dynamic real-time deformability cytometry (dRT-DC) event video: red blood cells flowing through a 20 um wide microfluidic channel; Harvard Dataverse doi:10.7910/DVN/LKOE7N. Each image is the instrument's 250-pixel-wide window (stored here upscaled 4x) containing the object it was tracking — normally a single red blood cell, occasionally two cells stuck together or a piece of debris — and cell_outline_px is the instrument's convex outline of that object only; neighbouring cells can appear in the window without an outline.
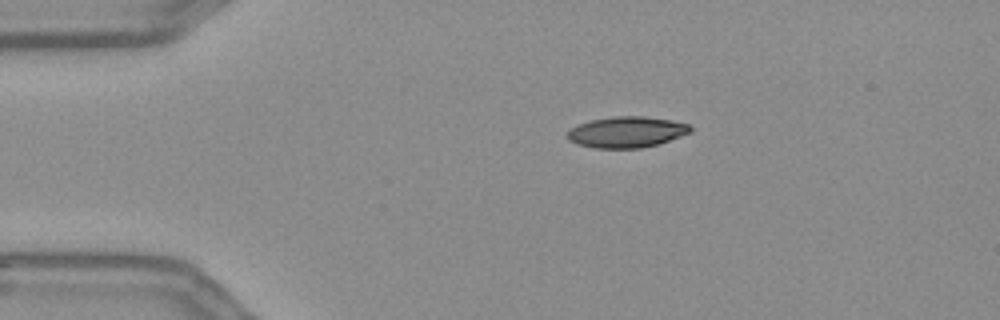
{"species": "Egyptian fruit bat (a non-hibernating species)", "species_latin": "Rousettus aegyptiacus", "temperature_condition": "warm", "stored_images_in_passage": 46, "camera_frame_rate_fps": 3000, "um_per_image_px": 0.085, "frame": {"image": 1, "passage_image": 1, "time_ms": 0.0, "image_size_px": [1000, 320], "cell_outline_px": [[692, 132], [656, 144], [640, 148], [596, 148], [576, 144], [568, 140], [564, 136], [572, 128], [580, 124], [592, 120], [612, 116], [644, 116], [672, 120], [688, 124], [692, 128]], "centroid_in_image_um": [53.24, 11.22], "position_along_channel_um": 31.8, "area_um2": 22.14}}
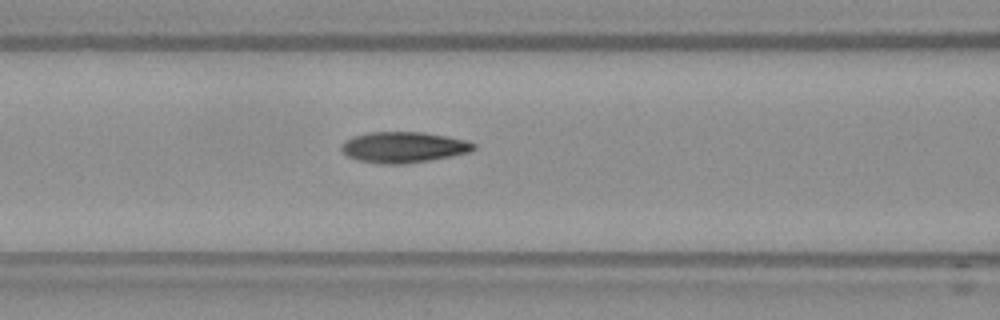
{"frame": {"image": 2, "passage_image": 13, "time_ms": 4.0, "image_size_px": [1000, 320], "cell_outline_px": [[476, 148], [468, 152], [452, 156], [404, 164], [380, 164], [360, 160], [348, 156], [340, 148], [340, 144], [344, 140], [352, 136], [368, 132], [424, 132], [448, 136], [464, 140], [476, 144]], "centroid_in_image_um": [34.27, 12.5], "position_along_channel_um": 132.3, "area_um2": 23.81}}
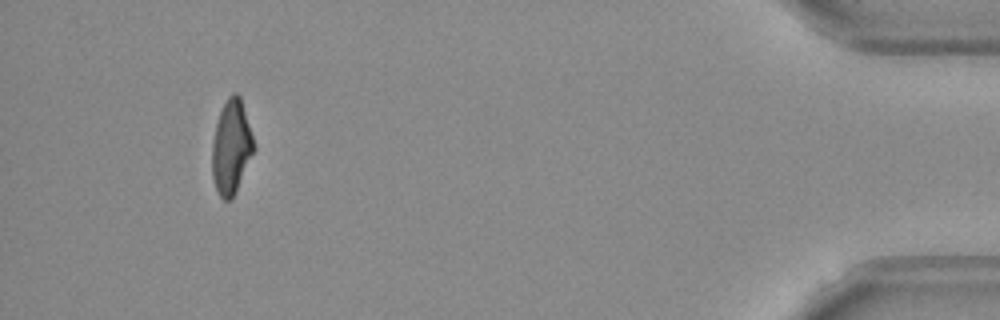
{"frame": {"image": 3, "passage_image": 42, "time_ms": 13.667, "image_size_px": [1000, 320], "cell_outline_px": [[256, 148], [236, 192], [232, 200], [224, 200], [220, 196], [216, 188], [212, 176], [212, 140], [216, 124], [220, 112], [228, 96], [232, 92], [236, 92], [240, 96]], "centroid_in_image_um": [19.66, 12.52], "position_along_channel_um": 415.5, "area_um2": 22.89}, "authors_computed_cell_mechanics": {"area_um2": 23.0044, "velocity_mm_per_s": 3.654, "shape_relaxation_time_tau1_ms": 8.3305, "shape_relaxation_time_tau2_ms": 2.3662, "deformation_change_tau1": 0.2315, "deformation_change_tau2": 0.0859}}